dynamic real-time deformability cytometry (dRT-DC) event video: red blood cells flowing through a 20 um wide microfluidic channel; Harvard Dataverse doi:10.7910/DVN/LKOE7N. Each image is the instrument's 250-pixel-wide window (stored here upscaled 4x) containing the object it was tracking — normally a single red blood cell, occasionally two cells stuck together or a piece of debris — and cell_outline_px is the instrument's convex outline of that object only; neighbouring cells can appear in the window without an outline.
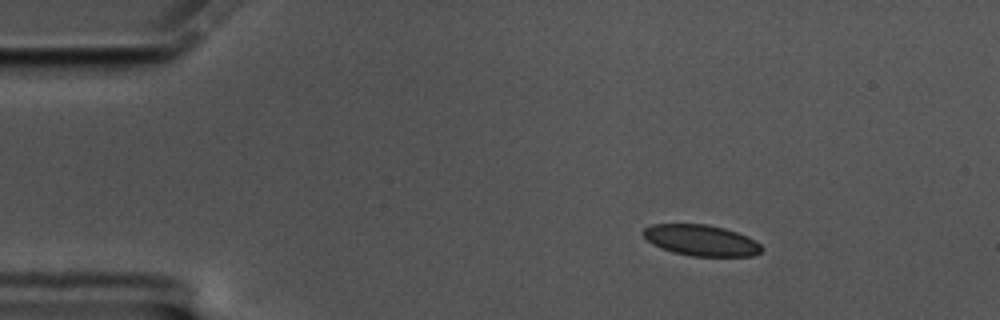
{"species": "common noctule bat (a hibernating species)", "species_latin": "Nyctalus noctula", "temperature_condition": "cold", "stored_images_in_passage": 60, "camera_frame_rate_fps": 3000, "um_per_image_px": 0.085, "animal": {"sex": "male", "body_mass_g": 17.5, "forearm_length_mm": 52.3}, "frame": {"image": 1, "passage_image": 9, "time_ms": 2.667, "image_size_px": [1000, 320], "cell_outline_px": [[764, 248], [760, 252], [752, 256], [692, 256], [672, 252], [660, 248], [652, 244], [640, 232], [644, 228], [652, 224], [708, 224], [724, 228], [748, 236], [760, 244]], "centroid_in_image_um": [59.58, 20.42], "position_along_channel_um": 25.4, "area_um2": 21.5}}
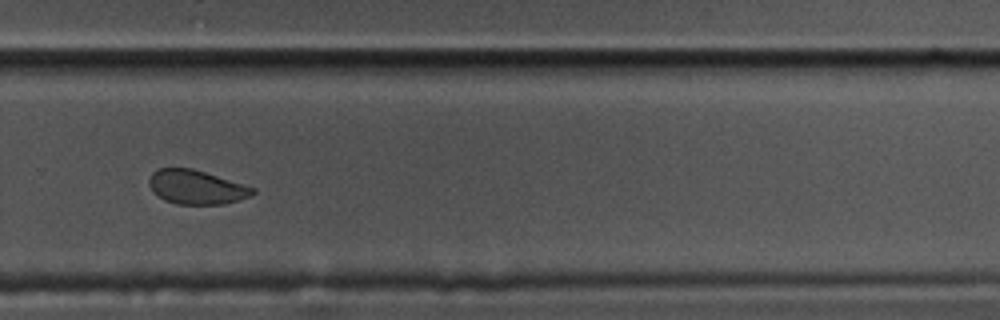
{"frame": {"image": 2, "passage_image": 41, "time_ms": 13.333, "image_size_px": [1000, 320], "cell_outline_px": [[256, 192], [252, 196], [224, 204], [176, 204], [164, 200], [148, 184], [148, 180], [152, 172], [160, 168], [192, 168], [256, 188]], "centroid_in_image_um": [16.72, 15.91], "position_along_channel_um": 313.1, "area_um2": 20.46}}
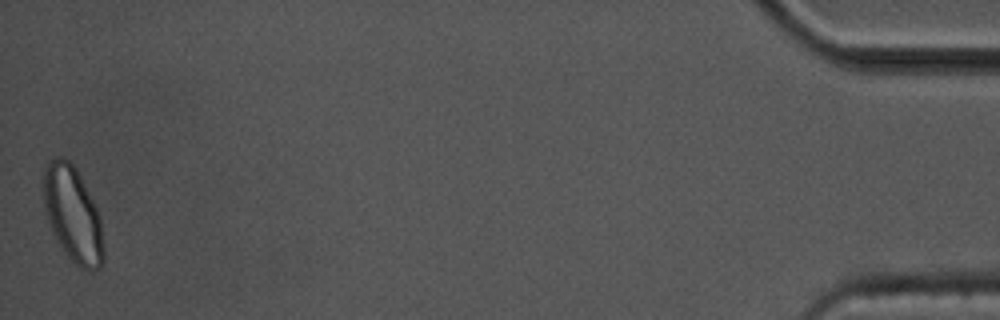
{"frame": {"image": 3, "passage_image": 60, "time_ms": 19.667, "image_size_px": [1000, 320], "cell_outline_px": [[104, 260], [100, 268], [92, 272], [76, 264], [64, 252], [52, 232], [44, 208], [44, 168], [56, 156], [64, 156], [76, 168], [100, 216], [104, 244]], "centroid_in_image_um": [6.2, 18.25], "position_along_channel_um": 429.0, "area_um2": 33.23}, "authors_computed_cell_mechanics": {"area_um2": 21.9351, "velocity_mm_per_s": 3.3191, "shape_relaxation_time_tau1_ms": 2.163, "shape_relaxation_time_tau2_ms": 1.2158, "deformation_change_tau1": 0.0808, "deformation_change_tau2": 0.0522}}